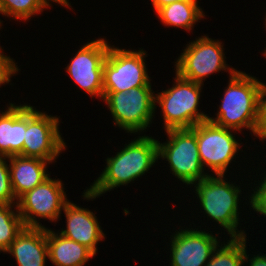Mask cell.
I'll use <instances>...</instances> for the list:
<instances>
[{"instance_id":"1f68e13d","label":"cell","mask_w":266,"mask_h":266,"mask_svg":"<svg viewBox=\"0 0 266 266\" xmlns=\"http://www.w3.org/2000/svg\"><path fill=\"white\" fill-rule=\"evenodd\" d=\"M3 20L1 21V19H0V28L2 29V26H3Z\"/></svg>"},{"instance_id":"4316f807","label":"cell","mask_w":266,"mask_h":266,"mask_svg":"<svg viewBox=\"0 0 266 266\" xmlns=\"http://www.w3.org/2000/svg\"><path fill=\"white\" fill-rule=\"evenodd\" d=\"M250 254L247 255V248L245 249V257L244 262H247L249 266H266V254L263 253V255L259 254H253V257H249ZM247 265V266H248Z\"/></svg>"},{"instance_id":"5bb4252c","label":"cell","mask_w":266,"mask_h":266,"mask_svg":"<svg viewBox=\"0 0 266 266\" xmlns=\"http://www.w3.org/2000/svg\"><path fill=\"white\" fill-rule=\"evenodd\" d=\"M63 213L66 218V228H61L58 233L89 248L96 255L97 244L104 241L106 235L101 229L96 213L80 207L70 200L64 206Z\"/></svg>"},{"instance_id":"8fae6325","label":"cell","mask_w":266,"mask_h":266,"mask_svg":"<svg viewBox=\"0 0 266 266\" xmlns=\"http://www.w3.org/2000/svg\"><path fill=\"white\" fill-rule=\"evenodd\" d=\"M34 107L27 104V127L19 156L56 162L66 150V142L59 130L60 117L48 115Z\"/></svg>"},{"instance_id":"ba28073f","label":"cell","mask_w":266,"mask_h":266,"mask_svg":"<svg viewBox=\"0 0 266 266\" xmlns=\"http://www.w3.org/2000/svg\"><path fill=\"white\" fill-rule=\"evenodd\" d=\"M146 57L147 52L142 48L126 50L110 45L103 65V92H126L152 86Z\"/></svg>"},{"instance_id":"277c9868","label":"cell","mask_w":266,"mask_h":266,"mask_svg":"<svg viewBox=\"0 0 266 266\" xmlns=\"http://www.w3.org/2000/svg\"><path fill=\"white\" fill-rule=\"evenodd\" d=\"M173 79L172 87L155 94V105L159 104L161 109L164 130L192 128L207 121L209 115L198 109L203 84L184 79L176 72Z\"/></svg>"},{"instance_id":"2e32d148","label":"cell","mask_w":266,"mask_h":266,"mask_svg":"<svg viewBox=\"0 0 266 266\" xmlns=\"http://www.w3.org/2000/svg\"><path fill=\"white\" fill-rule=\"evenodd\" d=\"M27 127V104L9 103L0 111V156H19Z\"/></svg>"},{"instance_id":"7c38bea8","label":"cell","mask_w":266,"mask_h":266,"mask_svg":"<svg viewBox=\"0 0 266 266\" xmlns=\"http://www.w3.org/2000/svg\"><path fill=\"white\" fill-rule=\"evenodd\" d=\"M110 45L103 38L83 44L65 67L71 79L92 98L103 99V65Z\"/></svg>"},{"instance_id":"7402d4cb","label":"cell","mask_w":266,"mask_h":266,"mask_svg":"<svg viewBox=\"0 0 266 266\" xmlns=\"http://www.w3.org/2000/svg\"><path fill=\"white\" fill-rule=\"evenodd\" d=\"M50 7L45 0H0V14L17 21H28Z\"/></svg>"},{"instance_id":"ffe728a7","label":"cell","mask_w":266,"mask_h":266,"mask_svg":"<svg viewBox=\"0 0 266 266\" xmlns=\"http://www.w3.org/2000/svg\"><path fill=\"white\" fill-rule=\"evenodd\" d=\"M224 240L212 252L205 266H245L244 257L247 247V236L230 237ZM223 243V244H222Z\"/></svg>"},{"instance_id":"d6986e66","label":"cell","mask_w":266,"mask_h":266,"mask_svg":"<svg viewBox=\"0 0 266 266\" xmlns=\"http://www.w3.org/2000/svg\"><path fill=\"white\" fill-rule=\"evenodd\" d=\"M198 2V0H182L170 3L156 11L157 18L164 26L182 28L189 33L194 25L205 17Z\"/></svg>"},{"instance_id":"83f0119b","label":"cell","mask_w":266,"mask_h":266,"mask_svg":"<svg viewBox=\"0 0 266 266\" xmlns=\"http://www.w3.org/2000/svg\"><path fill=\"white\" fill-rule=\"evenodd\" d=\"M182 0H151V4L155 10V12L166 5H169L170 3L179 2Z\"/></svg>"},{"instance_id":"d4e9b609","label":"cell","mask_w":266,"mask_h":266,"mask_svg":"<svg viewBox=\"0 0 266 266\" xmlns=\"http://www.w3.org/2000/svg\"><path fill=\"white\" fill-rule=\"evenodd\" d=\"M265 134H266V84L262 83L258 95L255 137L261 139Z\"/></svg>"},{"instance_id":"5b68a950","label":"cell","mask_w":266,"mask_h":266,"mask_svg":"<svg viewBox=\"0 0 266 266\" xmlns=\"http://www.w3.org/2000/svg\"><path fill=\"white\" fill-rule=\"evenodd\" d=\"M168 139L158 143V160H166L173 177L183 184L194 183L210 175L204 171L196 139V125L192 128L170 129L165 131Z\"/></svg>"},{"instance_id":"ac0fdd59","label":"cell","mask_w":266,"mask_h":266,"mask_svg":"<svg viewBox=\"0 0 266 266\" xmlns=\"http://www.w3.org/2000/svg\"><path fill=\"white\" fill-rule=\"evenodd\" d=\"M47 247L50 262L55 266H84L95 256L87 247L47 228Z\"/></svg>"},{"instance_id":"44dd1931","label":"cell","mask_w":266,"mask_h":266,"mask_svg":"<svg viewBox=\"0 0 266 266\" xmlns=\"http://www.w3.org/2000/svg\"><path fill=\"white\" fill-rule=\"evenodd\" d=\"M24 227L17 204H0V253L5 254Z\"/></svg>"},{"instance_id":"e0dca14e","label":"cell","mask_w":266,"mask_h":266,"mask_svg":"<svg viewBox=\"0 0 266 266\" xmlns=\"http://www.w3.org/2000/svg\"><path fill=\"white\" fill-rule=\"evenodd\" d=\"M48 164L52 163L40 158L9 157L10 180L17 200L51 176L47 173Z\"/></svg>"},{"instance_id":"4fadbf2b","label":"cell","mask_w":266,"mask_h":266,"mask_svg":"<svg viewBox=\"0 0 266 266\" xmlns=\"http://www.w3.org/2000/svg\"><path fill=\"white\" fill-rule=\"evenodd\" d=\"M183 228V229H182ZM178 228V230L171 235L170 256L169 263L171 266H205L214 249L220 243L218 235L220 232L212 233L207 232L201 228ZM218 237V238H217ZM171 257V258H170Z\"/></svg>"},{"instance_id":"4dcf8cb0","label":"cell","mask_w":266,"mask_h":266,"mask_svg":"<svg viewBox=\"0 0 266 266\" xmlns=\"http://www.w3.org/2000/svg\"><path fill=\"white\" fill-rule=\"evenodd\" d=\"M263 56L266 58V48H265V50L263 51Z\"/></svg>"},{"instance_id":"f1b7e54d","label":"cell","mask_w":266,"mask_h":266,"mask_svg":"<svg viewBox=\"0 0 266 266\" xmlns=\"http://www.w3.org/2000/svg\"><path fill=\"white\" fill-rule=\"evenodd\" d=\"M48 4L50 3V6L52 7V4H51V2H54V3H56V4H59L60 6H63V7H65V8H70L71 7V9H73L72 8V6H71V3L69 2V0H45Z\"/></svg>"},{"instance_id":"9a60e30c","label":"cell","mask_w":266,"mask_h":266,"mask_svg":"<svg viewBox=\"0 0 266 266\" xmlns=\"http://www.w3.org/2000/svg\"><path fill=\"white\" fill-rule=\"evenodd\" d=\"M18 266H45L48 256L47 227H24L5 252Z\"/></svg>"},{"instance_id":"8992f818","label":"cell","mask_w":266,"mask_h":266,"mask_svg":"<svg viewBox=\"0 0 266 266\" xmlns=\"http://www.w3.org/2000/svg\"><path fill=\"white\" fill-rule=\"evenodd\" d=\"M102 100L112 115L113 124L131 134L146 131L157 109L152 86L136 87L126 92H103Z\"/></svg>"},{"instance_id":"30bf717a","label":"cell","mask_w":266,"mask_h":266,"mask_svg":"<svg viewBox=\"0 0 266 266\" xmlns=\"http://www.w3.org/2000/svg\"><path fill=\"white\" fill-rule=\"evenodd\" d=\"M62 180L45 179L41 184L23 194L17 201L18 213L25 227H45L40 219L57 222L69 201Z\"/></svg>"},{"instance_id":"f546056e","label":"cell","mask_w":266,"mask_h":266,"mask_svg":"<svg viewBox=\"0 0 266 266\" xmlns=\"http://www.w3.org/2000/svg\"><path fill=\"white\" fill-rule=\"evenodd\" d=\"M261 142L266 141V134L260 139Z\"/></svg>"},{"instance_id":"3957f363","label":"cell","mask_w":266,"mask_h":266,"mask_svg":"<svg viewBox=\"0 0 266 266\" xmlns=\"http://www.w3.org/2000/svg\"><path fill=\"white\" fill-rule=\"evenodd\" d=\"M225 175H208L205 179L194 183V192L202 207L201 213L207 219L216 222L220 230H226L230 237L247 236L246 230L237 228L240 225V185L225 181ZM239 204V205H238ZM239 209V210H238Z\"/></svg>"},{"instance_id":"52a82bcc","label":"cell","mask_w":266,"mask_h":266,"mask_svg":"<svg viewBox=\"0 0 266 266\" xmlns=\"http://www.w3.org/2000/svg\"><path fill=\"white\" fill-rule=\"evenodd\" d=\"M185 46L174 62L175 72L184 79L204 85L211 74L224 71L231 76L237 71L226 63L224 45L220 40L202 35Z\"/></svg>"},{"instance_id":"7a4b0ae2","label":"cell","mask_w":266,"mask_h":266,"mask_svg":"<svg viewBox=\"0 0 266 266\" xmlns=\"http://www.w3.org/2000/svg\"><path fill=\"white\" fill-rule=\"evenodd\" d=\"M262 83L251 74L237 70L229 76L216 117L209 116L208 121L239 133L248 129L255 137L258 95Z\"/></svg>"},{"instance_id":"cb8c5ba5","label":"cell","mask_w":266,"mask_h":266,"mask_svg":"<svg viewBox=\"0 0 266 266\" xmlns=\"http://www.w3.org/2000/svg\"><path fill=\"white\" fill-rule=\"evenodd\" d=\"M266 171H264V175H260V181L258 182V184H255L254 181V186L257 185L254 189H252L251 191H253L251 194V196L249 198V203L248 205H250V208L254 210L255 213L260 214L261 216L263 215L264 218L266 217ZM262 177V178H261Z\"/></svg>"},{"instance_id":"603a6c76","label":"cell","mask_w":266,"mask_h":266,"mask_svg":"<svg viewBox=\"0 0 266 266\" xmlns=\"http://www.w3.org/2000/svg\"><path fill=\"white\" fill-rule=\"evenodd\" d=\"M9 157L0 156V204H17L13 193L10 172Z\"/></svg>"},{"instance_id":"484cf974","label":"cell","mask_w":266,"mask_h":266,"mask_svg":"<svg viewBox=\"0 0 266 266\" xmlns=\"http://www.w3.org/2000/svg\"><path fill=\"white\" fill-rule=\"evenodd\" d=\"M16 64L13 58L4 54L0 45V88L3 85L9 84L11 77L17 75L20 68Z\"/></svg>"},{"instance_id":"6da1fadb","label":"cell","mask_w":266,"mask_h":266,"mask_svg":"<svg viewBox=\"0 0 266 266\" xmlns=\"http://www.w3.org/2000/svg\"><path fill=\"white\" fill-rule=\"evenodd\" d=\"M115 154L106 158L102 173L84 190V200L93 201L106 192L126 186L145 175L158 162L157 139L145 134L135 137Z\"/></svg>"},{"instance_id":"9c48e42d","label":"cell","mask_w":266,"mask_h":266,"mask_svg":"<svg viewBox=\"0 0 266 266\" xmlns=\"http://www.w3.org/2000/svg\"><path fill=\"white\" fill-rule=\"evenodd\" d=\"M235 131L208 120L196 125L199 157L204 169H211L210 175H225L238 155L242 142L235 137Z\"/></svg>"}]
</instances>
